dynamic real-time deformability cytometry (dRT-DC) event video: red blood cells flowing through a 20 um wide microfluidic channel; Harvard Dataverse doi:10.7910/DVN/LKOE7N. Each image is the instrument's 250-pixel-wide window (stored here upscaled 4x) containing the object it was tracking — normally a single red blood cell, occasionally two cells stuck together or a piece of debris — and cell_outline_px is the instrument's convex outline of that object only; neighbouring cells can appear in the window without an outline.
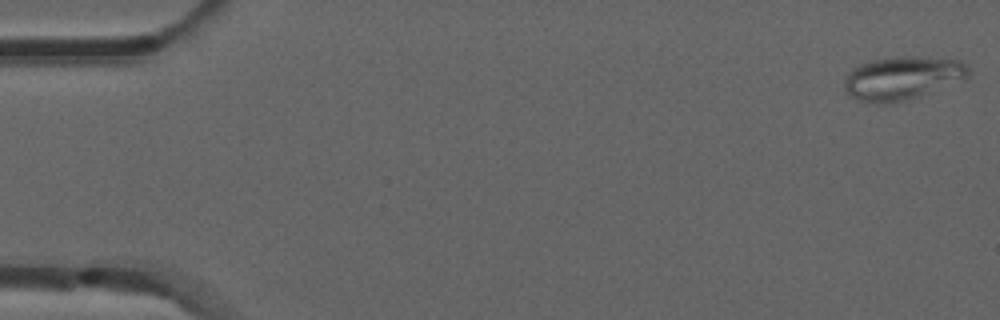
{"species": "common noctule bat (a hibernating species)", "species_latin": "Nyctalus noctula", "temperature_condition": "room temperature", "stored_images_in_passage": 52, "camera_frame_rate_fps": 3000, "um_per_image_px": 0.085, "animal": {"sex": "male", "forearm_length_mm": 52.5}, "frame": {"image": 1, "passage_image": 1, "time_ms": 0.0, "image_size_px": [1000, 320], "cell_outline_px": [[968, 76], [920, 96], [908, 100], [884, 104], [860, 100], [852, 96], [844, 88], [844, 80], [848, 72], [852, 68], [872, 60], [900, 56], [908, 56], [960, 60], [968, 68]], "centroid_in_image_um": [76.65, 6.63], "position_along_channel_um": 8.4, "area_um2": 30.75}}
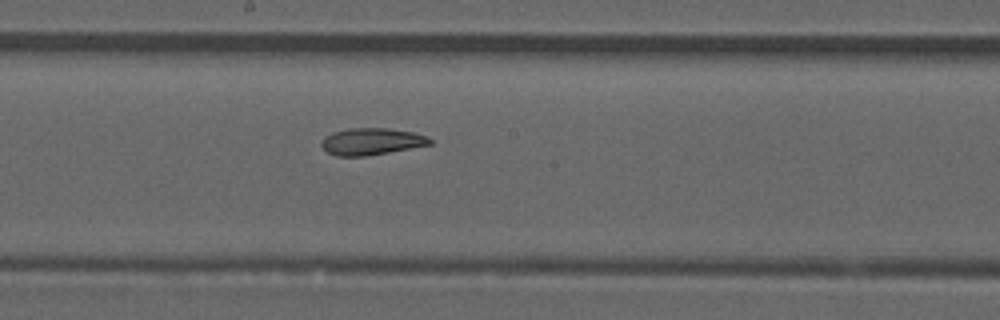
{"frame": {"image": 2, "passage_image": 28, "time_ms": 9.0, "image_size_px": [1000, 320], "cell_outline_px": [[432, 144], [388, 152], [364, 156], [336, 156], [328, 152], [320, 144], [320, 140], [324, 136], [332, 132], [348, 128], [388, 128], [412, 132], [428, 136], [432, 140]], "centroid_in_image_um": [31.55, 12.01], "position_along_channel_um": 216.7, "area_um2": 16.99}}
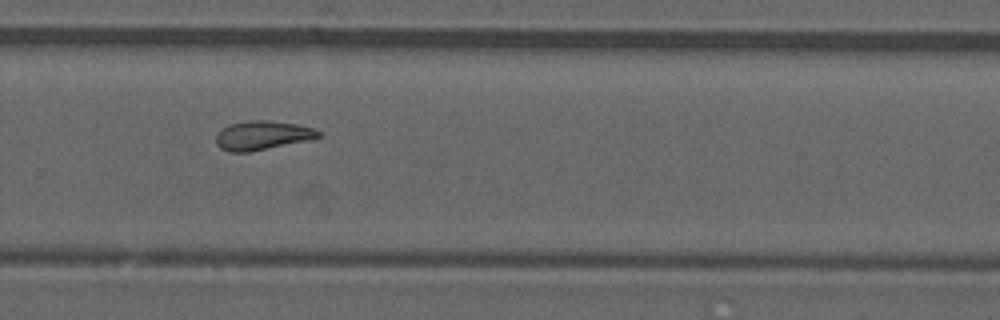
{"frame": {"image": 3, "passage_image": 35, "time_ms": 11.333, "image_size_px": [1000, 320], "cell_outline_px": [[320, 136], [312, 140], [248, 152], [228, 152], [220, 148], [216, 144], [216, 136], [228, 124], [248, 120], [268, 120], [296, 124], [312, 128], [320, 132]], "centroid_in_image_um": [22.3, 11.51], "position_along_channel_um": 307.5, "area_um2": 17.34}, "authors_computed_cell_mechanics": {"area_um2": 18.3515, "velocity_mm_per_s": 3.9179, "shape_relaxation_time_tau1_ms": null, "shape_relaxation_time_tau2_ms": 6.2996, "deformation_change_tau1": null, "deformation_change_tau2": 0.1251}}